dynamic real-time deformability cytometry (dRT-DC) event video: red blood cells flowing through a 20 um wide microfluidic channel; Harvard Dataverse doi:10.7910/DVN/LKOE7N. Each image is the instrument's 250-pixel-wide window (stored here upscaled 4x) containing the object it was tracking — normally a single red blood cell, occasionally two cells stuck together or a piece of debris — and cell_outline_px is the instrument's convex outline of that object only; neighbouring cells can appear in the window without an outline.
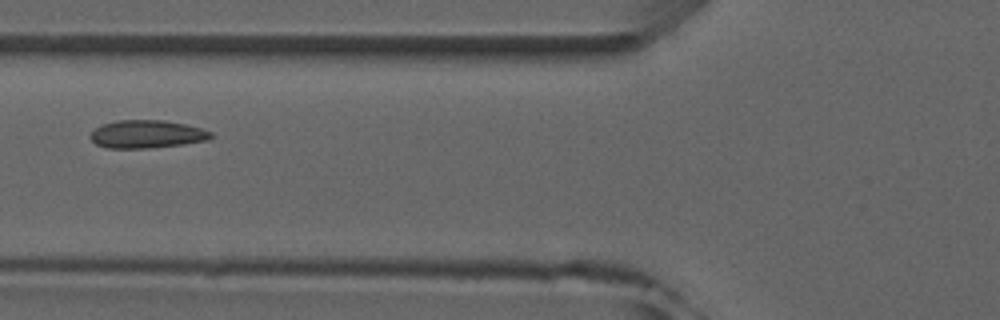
{"species": "common noctule bat (a hibernating species)", "species_latin": "Nyctalus noctula", "temperature_condition": "room temperature", "stored_images_in_passage": 6, "camera_frame_rate_fps": 3000, "um_per_image_px": 0.085, "animal": {"sex": "male", "forearm_length_mm": 52.5}, "frame": {"image": 1, "passage_image": 6, "time_ms": 5.667, "image_size_px": [1000, 320], "cell_outline_px": [[212, 136], [208, 140], [184, 144], [148, 148], [108, 148], [96, 144], [92, 140], [92, 132], [96, 128], [104, 124], [116, 120], [164, 120], [184, 124], [200, 128], [212, 132]], "centroid_in_image_um": [12.5, 11.4], "position_along_channel_um": 113.3, "area_um2": 19.42}}